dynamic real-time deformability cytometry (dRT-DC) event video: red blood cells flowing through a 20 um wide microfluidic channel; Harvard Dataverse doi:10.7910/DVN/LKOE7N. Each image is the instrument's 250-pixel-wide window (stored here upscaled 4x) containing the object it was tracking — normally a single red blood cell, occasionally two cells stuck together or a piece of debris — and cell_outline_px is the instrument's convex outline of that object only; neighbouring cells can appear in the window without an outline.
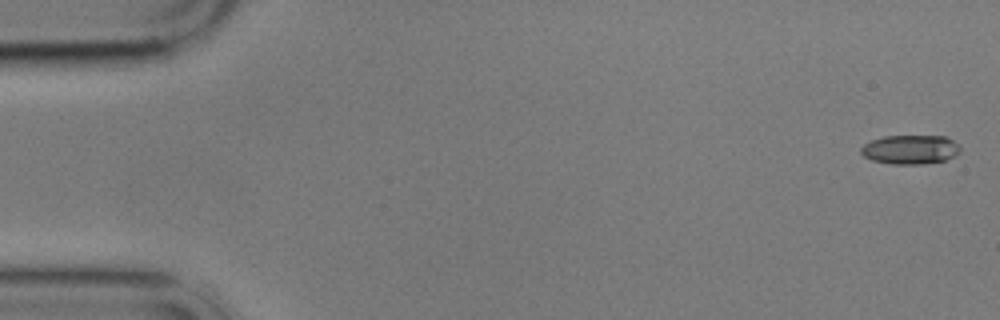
{"species": "common noctule bat (a hibernating species)", "species_latin": "Nyctalus noctula", "temperature_condition": "cold", "stored_images_in_passage": 6, "segment_of_instrument_passage": [1, 2], "camera_frame_rate_fps": 3000, "um_per_image_px": 0.085, "animal": {"sex": "male", "body_mass_g": 17.9}, "frame": {"image": 1, "passage_image": 1, "time_ms": 0.0, "image_size_px": [1000, 320], "cell_outline_px": [[960, 152], [956, 156], [944, 160], [920, 164], [892, 164], [872, 160], [864, 156], [860, 152], [860, 148], [864, 144], [872, 140], [884, 136], [948, 136], [960, 148]], "centroid_in_image_um": [77.37, 12.71], "position_along_channel_um": 7.6, "area_um2": 16.82}}
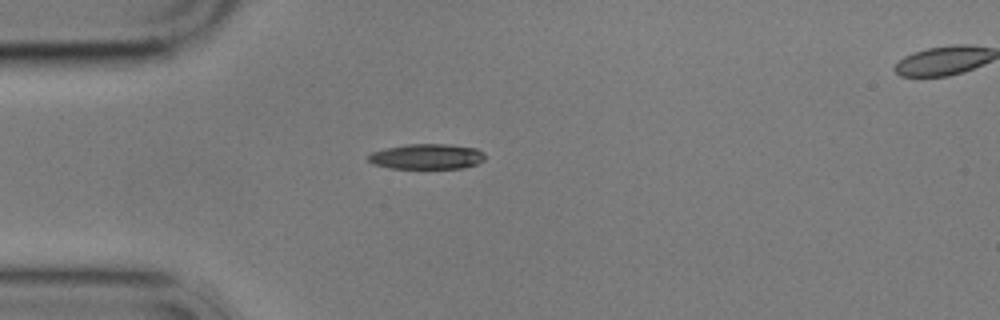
{"frame": {"image": 2, "passage_image": 5, "time_ms": 4.667, "image_size_px": [1000, 320], "cell_outline_px": [[484, 160], [476, 164], [464, 168], [388, 168], [372, 164], [368, 160], [368, 156], [372, 152], [384, 148], [408, 144], [448, 144], [476, 148], [484, 152]], "centroid_in_image_um": [36.27, 13.3], "position_along_channel_um": 48.7, "area_um2": 17.28}}